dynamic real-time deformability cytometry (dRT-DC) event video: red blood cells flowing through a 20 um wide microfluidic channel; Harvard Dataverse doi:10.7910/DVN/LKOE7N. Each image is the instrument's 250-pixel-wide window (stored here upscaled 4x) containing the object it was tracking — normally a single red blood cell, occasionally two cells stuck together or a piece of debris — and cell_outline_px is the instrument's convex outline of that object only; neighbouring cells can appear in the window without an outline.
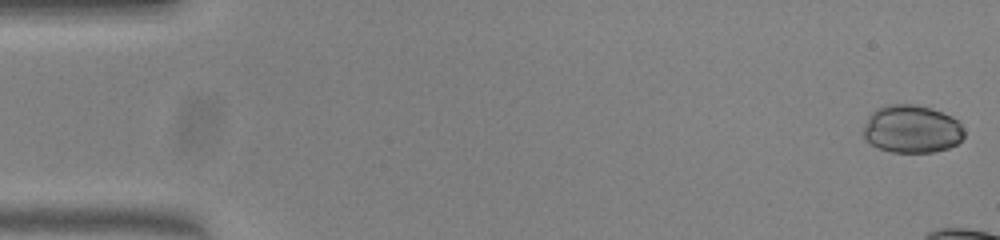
{"species": "common noctule bat (a hibernating species)", "species_latin": "Nyctalus noctula", "temperature_condition": "warm", "stored_images_in_passage": 14, "camera_frame_rate_fps": 3000, "um_per_image_px": 0.085, "animal": {"sex": "female", "body_mass_g": 23.0, "forearm_length_mm": 53.4}, "frame": {"image": 1, "passage_image": 1, "time_ms": 0.0, "image_size_px": [1000, 240], "cell_outline_px": [[964, 136], [956, 144], [948, 148], [932, 152], [892, 152], [880, 148], [872, 144], [864, 136], [864, 124], [868, 116], [876, 108], [884, 104], [916, 104], [952, 116], [960, 124], [964, 132]], "centroid_in_image_um": [77.48, 10.96], "position_along_channel_um": 7.5, "area_um2": 27.98}}